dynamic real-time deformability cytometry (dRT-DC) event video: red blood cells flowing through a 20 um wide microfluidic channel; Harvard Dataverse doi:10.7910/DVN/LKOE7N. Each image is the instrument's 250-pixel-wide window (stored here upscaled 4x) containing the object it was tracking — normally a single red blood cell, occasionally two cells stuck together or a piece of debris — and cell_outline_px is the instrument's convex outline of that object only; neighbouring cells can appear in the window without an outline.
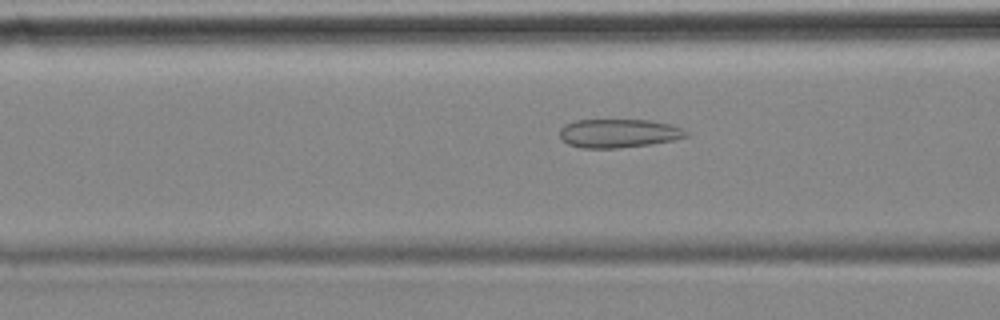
{"species": "common noctule bat (a hibernating species)", "species_latin": "Nyctalus noctula", "temperature_condition": "cold", "stored_images_in_passage": 53, "camera_frame_rate_fps": 3000, "um_per_image_px": 0.085, "animal": {"sex": "female", "body_mass_g": 18.4}, "frame": {"image": 1, "passage_image": 20, "time_ms": 6.333, "image_size_px": [1000, 320], "cell_outline_px": [[688, 136], [672, 140], [652, 144], [616, 148], [580, 148], [568, 144], [560, 136], [560, 128], [564, 124], [576, 120], [648, 120], [668, 124], [680, 128], [688, 132]], "centroid_in_image_um": [52.55, 11.33], "position_along_channel_um": 114.1, "area_um2": 20.98}}
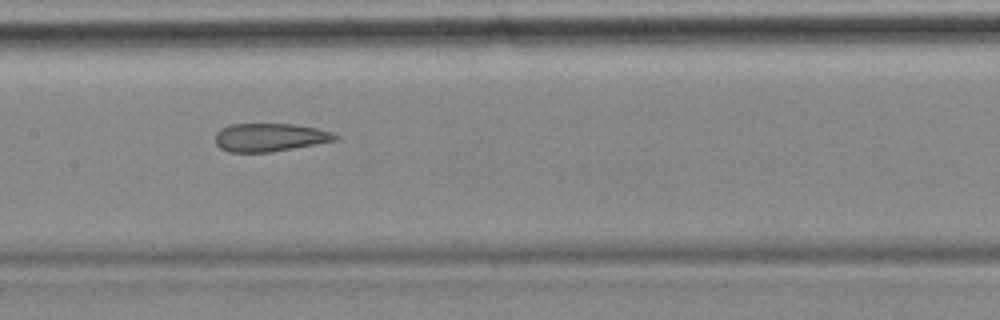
{"frame": {"image": 2, "passage_image": 26, "time_ms": 8.333, "image_size_px": [1000, 320], "cell_outline_px": [[340, 136], [336, 140], [316, 144], [268, 152], [228, 152], [220, 148], [216, 144], [216, 132], [220, 128], [228, 124], [292, 124], [316, 128], [332, 132]], "centroid_in_image_um": [22.9, 11.67], "position_along_channel_um": 184.5, "area_um2": 19.65}}
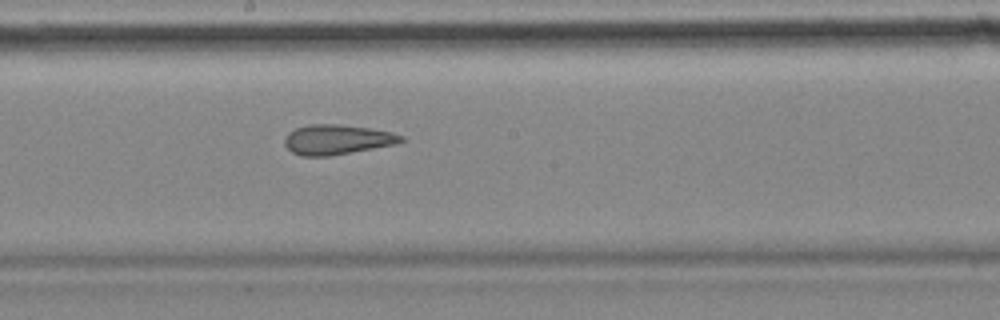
{"frame": {"image": 3, "passage_image": 29, "time_ms": 9.333, "image_size_px": [1000, 320], "cell_outline_px": [[404, 140], [396, 144], [328, 156], [300, 156], [292, 152], [284, 144], [284, 140], [288, 132], [296, 128], [308, 124], [340, 124], [368, 128], [392, 132], [404, 136]], "centroid_in_image_um": [28.63, 11.86], "position_along_channel_um": 219.6, "area_um2": 20.23}, "authors_computed_cell_mechanics": {"area_um2": 21.7328, "velocity_mm_per_s": 3.5249, "shape_relaxation_time_tau1_ms": null, "shape_relaxation_time_tau2_ms": 2.6718, "deformation_change_tau1": null, "deformation_change_tau2": 0.12}}